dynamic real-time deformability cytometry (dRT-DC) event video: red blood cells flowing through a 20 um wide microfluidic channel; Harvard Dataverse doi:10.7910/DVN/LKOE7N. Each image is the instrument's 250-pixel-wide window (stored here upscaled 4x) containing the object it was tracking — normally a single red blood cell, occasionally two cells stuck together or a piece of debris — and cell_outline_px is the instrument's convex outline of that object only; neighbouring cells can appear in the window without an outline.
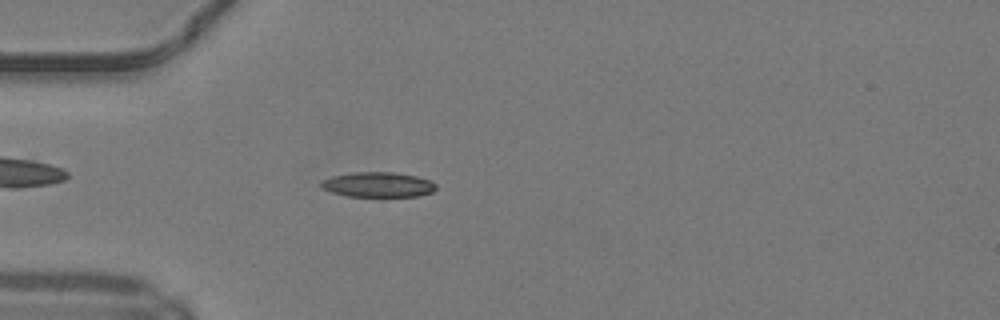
{"species": "common noctule bat (a hibernating species)", "species_latin": "Nyctalus noctula", "temperature_condition": "warm", "stored_images_in_passage": 36, "camera_frame_rate_fps": 3000, "um_per_image_px": 0.085, "animal": {"sex": "male", "body_mass_g": 19.2, "forearm_length_mm": 51.8}, "frame": {"image": 1, "passage_image": 5, "time_ms": 1.333, "image_size_px": [1000, 320], "cell_outline_px": [[436, 188], [432, 192], [416, 196], [348, 196], [332, 192], [324, 188], [320, 184], [320, 180], [332, 176], [352, 172], [392, 172], [416, 176], [432, 180], [436, 184]], "centroid_in_image_um": [32.14, 15.68], "position_along_channel_um": 52.9, "area_um2": 16.7}}
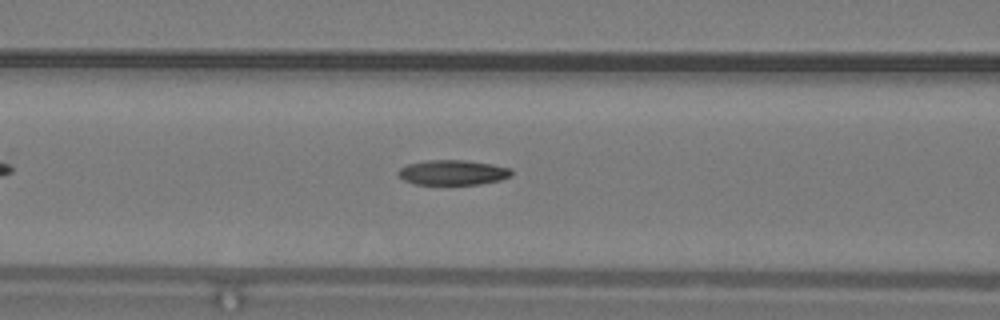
{"frame": {"image": 2, "passage_image": 11, "time_ms": 3.333, "image_size_px": [1000, 320], "cell_outline_px": [[512, 176], [500, 180], [480, 184], [416, 184], [404, 180], [396, 172], [400, 168], [408, 164], [428, 160], [464, 160], [492, 164], [512, 168]], "centroid_in_image_um": [38.51, 14.66], "position_along_channel_um": 128.1, "area_um2": 16.47}}
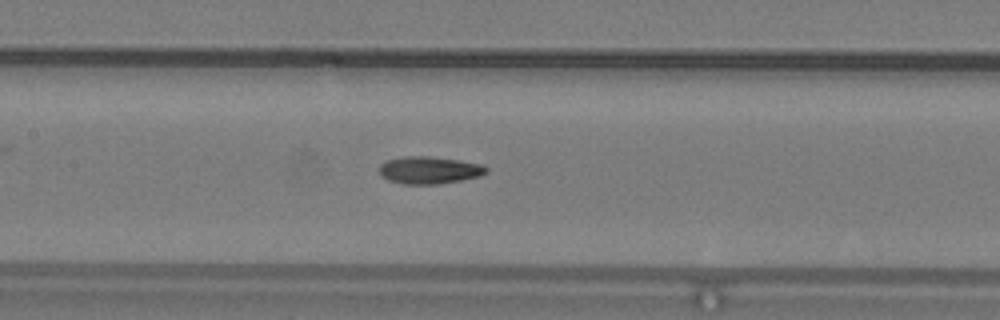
{"frame": {"image": 3, "passage_image": 14, "time_ms": 4.333, "image_size_px": [1000, 320], "cell_outline_px": [[488, 172], [480, 176], [460, 180], [436, 184], [404, 184], [388, 180], [380, 176], [380, 164], [388, 160], [404, 156], [428, 156], [460, 160], [484, 164], [488, 168]], "centroid_in_image_um": [36.51, 14.45], "position_along_channel_um": 170.9, "area_um2": 17.11}, "authors_computed_cell_mechanics": {"area_um2": 16.7331, "velocity_mm_per_s": 4.2578, "shape_relaxation_time_tau1_ms": null, "shape_relaxation_time_tau2_ms": 3.5153, "deformation_change_tau1": null, "deformation_change_tau2": 0.112}}